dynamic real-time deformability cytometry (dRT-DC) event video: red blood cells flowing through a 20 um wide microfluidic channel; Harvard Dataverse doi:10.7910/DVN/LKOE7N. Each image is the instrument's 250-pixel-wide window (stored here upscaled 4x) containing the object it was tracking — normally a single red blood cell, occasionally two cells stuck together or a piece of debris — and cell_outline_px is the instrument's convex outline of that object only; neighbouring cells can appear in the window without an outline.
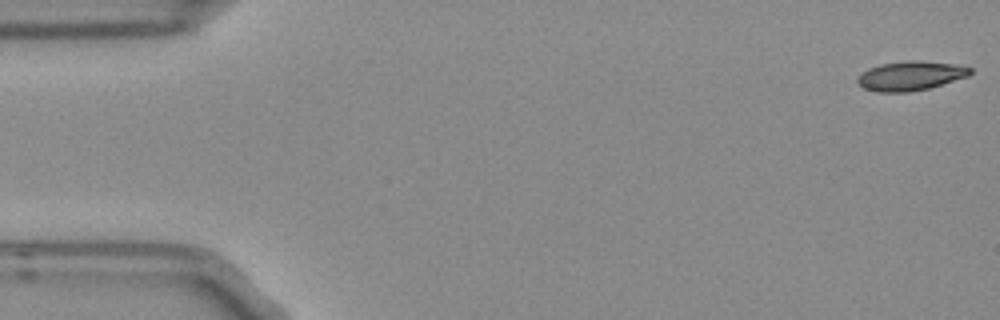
{"species": "Egyptian fruit bat (a non-hibernating species)", "species_latin": "Rousettus aegyptiacus", "temperature_condition": "room temperature", "stored_images_in_passage": 6, "segment_of_instrument_passage": [1, 2], "camera_frame_rate_fps": 3000, "um_per_image_px": 0.085, "frame": {"image": 1, "passage_image": 1, "time_ms": 0.0, "image_size_px": [1000, 320], "cell_outline_px": [[972, 72], [968, 76], [928, 88], [908, 92], [876, 92], [864, 88], [856, 84], [856, 80], [868, 68], [880, 64], [908, 60], [916, 60], [952, 64], [972, 68]], "centroid_in_image_um": [77.36, 6.45], "position_along_channel_um": 7.6, "area_um2": 19.07}}
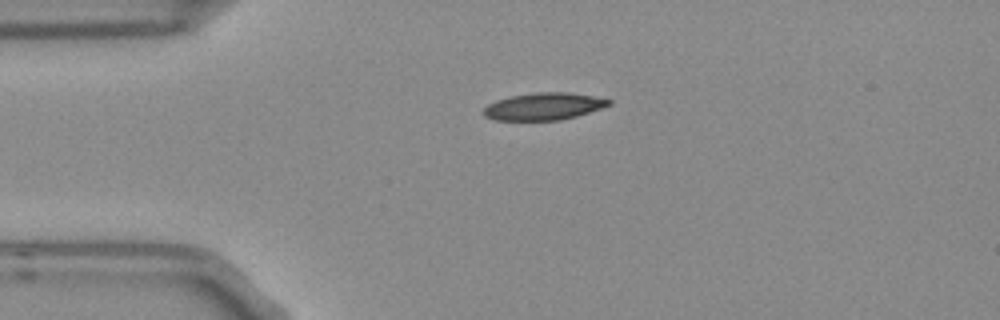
{"frame": {"image": 2, "passage_image": 4, "time_ms": 1.0, "image_size_px": [1000, 320], "cell_outline_px": [[612, 104], [576, 116], [560, 120], [492, 120], [484, 116], [480, 112], [488, 104], [496, 100], [508, 96], [536, 92], [568, 92], [592, 96], [612, 100]], "centroid_in_image_um": [46.15, 9.04], "position_along_channel_um": 38.8, "area_um2": 19.94}}